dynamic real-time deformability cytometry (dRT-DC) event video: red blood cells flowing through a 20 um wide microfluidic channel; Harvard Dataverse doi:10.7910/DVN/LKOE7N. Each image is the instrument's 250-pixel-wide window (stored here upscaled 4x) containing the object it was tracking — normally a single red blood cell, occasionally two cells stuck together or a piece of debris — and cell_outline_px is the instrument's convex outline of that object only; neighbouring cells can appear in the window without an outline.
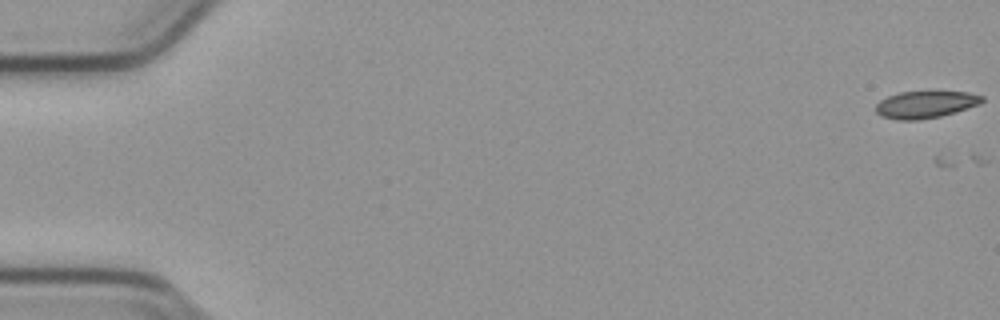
{"species": "common noctule bat (a hibernating species)", "species_latin": "Nyctalus noctula", "temperature_condition": "cold", "stored_images_in_passage": 2, "camera_frame_rate_fps": 3000, "um_per_image_px": 0.085, "animal": {"sex": "male", "body_mass_g": 23.1, "forearm_length_mm": 52.7}, "frame": {"image": 1, "passage_image": 1, "time_ms": 0.0, "image_size_px": [1000, 320], "cell_outline_px": [[984, 100], [980, 104], [940, 116], [920, 120], [896, 120], [880, 116], [876, 112], [876, 104], [880, 100], [888, 96], [900, 92], [968, 92], [984, 96]], "centroid_in_image_um": [78.64, 8.89], "position_along_channel_um": 6.4, "area_um2": 16.7}}